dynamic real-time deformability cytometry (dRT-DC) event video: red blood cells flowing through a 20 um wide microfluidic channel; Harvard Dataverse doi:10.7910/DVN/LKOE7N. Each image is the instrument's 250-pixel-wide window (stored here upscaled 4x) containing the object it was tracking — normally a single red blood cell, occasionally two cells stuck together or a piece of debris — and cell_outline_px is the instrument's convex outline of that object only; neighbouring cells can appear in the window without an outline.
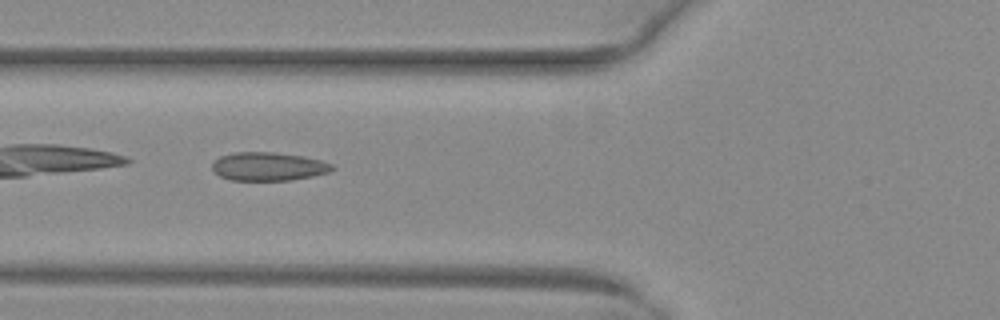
{"species": "common noctule bat (a hibernating species)", "species_latin": "Nyctalus noctula", "temperature_condition": "warm", "stored_images_in_passage": 14, "camera_frame_rate_fps": 3000, "um_per_image_px": 0.085, "animal": {"sex": "female", "body_mass_g": 29.2, "forearm_length_mm": 56.3}, "frame": {"image": 1, "passage_image": 3, "time_ms": 0.667, "image_size_px": [1000, 320], "cell_outline_px": [[336, 168], [328, 172], [312, 176], [288, 180], [232, 180], [220, 176], [212, 168], [212, 164], [220, 156], [236, 152], [276, 152], [304, 156], [320, 160], [332, 164]], "centroid_in_image_um": [22.83, 14.14], "position_along_channel_um": 103.0, "area_um2": 19.77}}
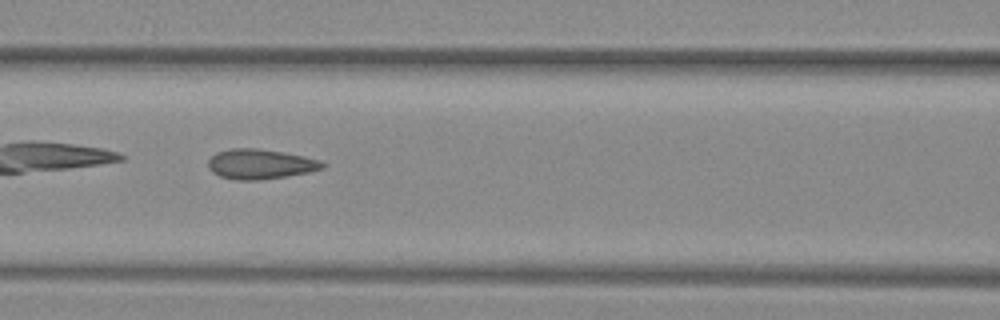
{"frame": {"image": 2, "passage_image": 6, "time_ms": 1.667, "image_size_px": [1000, 320], "cell_outline_px": [[328, 164], [324, 168], [308, 172], [264, 180], [236, 180], [220, 176], [212, 172], [208, 168], [208, 160], [216, 152], [232, 148], [256, 148], [280, 152], [320, 160]], "centroid_in_image_um": [22.1, 13.96], "position_along_channel_um": 144.5, "area_um2": 19.88}}